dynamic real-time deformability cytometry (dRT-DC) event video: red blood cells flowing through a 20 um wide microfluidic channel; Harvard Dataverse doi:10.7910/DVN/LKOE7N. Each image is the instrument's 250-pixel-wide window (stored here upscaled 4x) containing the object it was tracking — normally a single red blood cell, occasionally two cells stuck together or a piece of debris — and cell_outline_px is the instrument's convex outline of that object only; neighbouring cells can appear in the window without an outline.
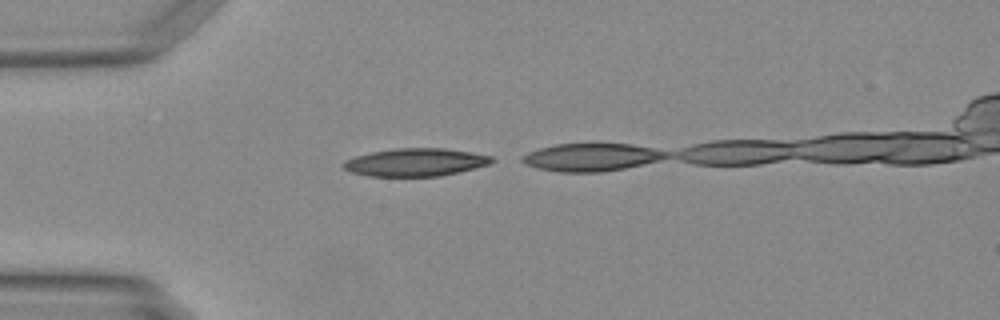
{"species": "Egyptian fruit bat (a non-hibernating species)", "species_latin": "Rousettus aegyptiacus", "temperature_condition": "warm", "stored_images_in_passage": 6, "camera_frame_rate_fps": 3000, "um_per_image_px": 0.085, "animal": {"sex": "female"}, "frame": {"image": 1, "passage_image": 1, "time_ms": 0.0, "image_size_px": [1000, 320], "cell_outline_px": [[496, 160], [492, 164], [440, 176], [368, 176], [352, 172], [344, 168], [340, 164], [344, 160], [356, 156], [372, 152], [396, 148], [444, 148], [472, 152], [492, 156]], "centroid_in_image_um": [35.34, 13.79], "position_along_channel_um": 49.7, "area_um2": 24.16}}